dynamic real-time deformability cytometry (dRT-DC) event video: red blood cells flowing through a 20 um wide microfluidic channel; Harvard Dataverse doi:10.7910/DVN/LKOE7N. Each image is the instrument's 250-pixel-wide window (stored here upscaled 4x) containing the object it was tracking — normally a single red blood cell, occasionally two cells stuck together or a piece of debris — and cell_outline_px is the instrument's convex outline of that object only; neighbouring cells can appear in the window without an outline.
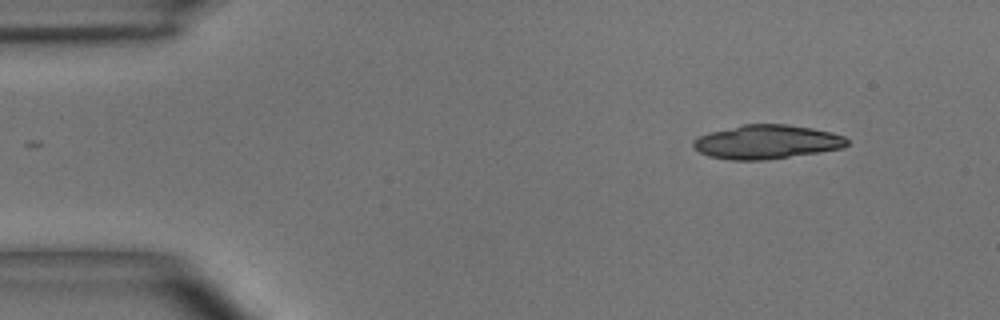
{"species": "common noctule bat (a hibernating species)", "species_latin": "Nyctalus noctula", "temperature_condition": "room temperature", "stored_images_in_passage": 6, "camera_frame_rate_fps": 3000, "um_per_image_px": 0.085, "animal": {"sex": "male", "body_mass_g": 15.6}, "frame": {"image": 1, "passage_image": 1, "time_ms": 0.0, "image_size_px": [1000, 320], "cell_outline_px": [[848, 144], [844, 148], [764, 160], [728, 160], [708, 156], [700, 152], [692, 144], [692, 140], [708, 132], [744, 124], [784, 124], [812, 128], [832, 132], [844, 136], [848, 140]], "centroid_in_image_um": [65.16, 12.06], "position_along_channel_um": 19.8, "area_um2": 30.4}}
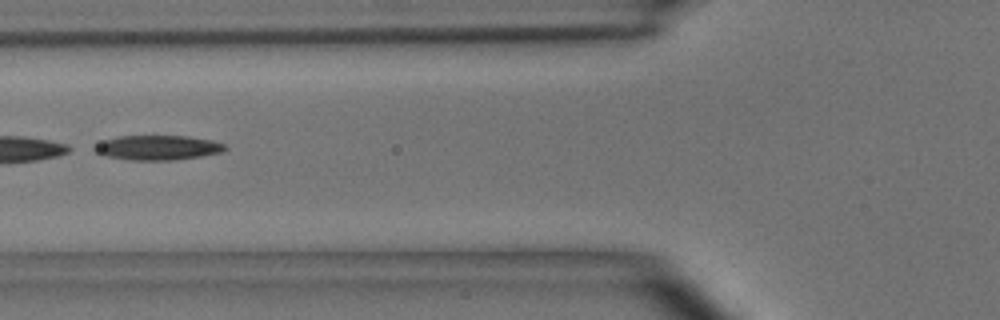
{"frame": {"image": 2, "passage_image": 5, "time_ms": 4.667, "image_size_px": [1000, 320], "cell_outline_px": [[228, 148], [224, 152], [200, 156], [172, 160], [128, 160], [108, 156], [96, 152], [88, 148], [104, 140], [116, 136], [188, 136], [212, 140], [224, 144]], "centroid_in_image_um": [13.38, 12.54], "position_along_channel_um": 112.4, "area_um2": 18.9}}